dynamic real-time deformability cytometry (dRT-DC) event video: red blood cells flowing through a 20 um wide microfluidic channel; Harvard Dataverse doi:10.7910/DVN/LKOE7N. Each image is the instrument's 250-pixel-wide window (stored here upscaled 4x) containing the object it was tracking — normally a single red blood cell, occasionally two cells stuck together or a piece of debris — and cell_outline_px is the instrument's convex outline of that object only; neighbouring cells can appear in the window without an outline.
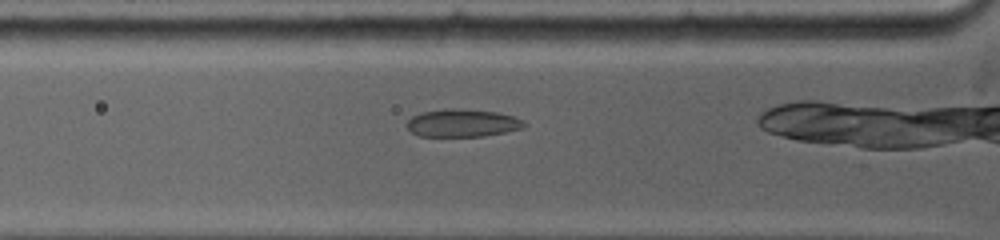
{"species": "common noctule bat (a hibernating species)", "species_latin": "Nyctalus noctula", "temperature_condition": "warm", "stored_images_in_passage": 23, "camera_frame_rate_fps": 5000, "um_per_image_px": 0.085, "animal": {"sex": "female", "body_mass_g": 19.0, "forearm_length_mm": 53.3}, "frame": {"image": 1, "passage_image": 4, "time_ms": 1.2, "image_size_px": [1000, 240], "cell_outline_px": [[524, 128], [484, 136], [420, 136], [412, 132], [404, 124], [412, 116], [420, 112], [444, 108], [464, 108], [496, 112], [512, 116], [524, 120]], "centroid_in_image_um": [39.27, 10.44], "position_along_channel_um": 86.5, "area_um2": 19.13}}
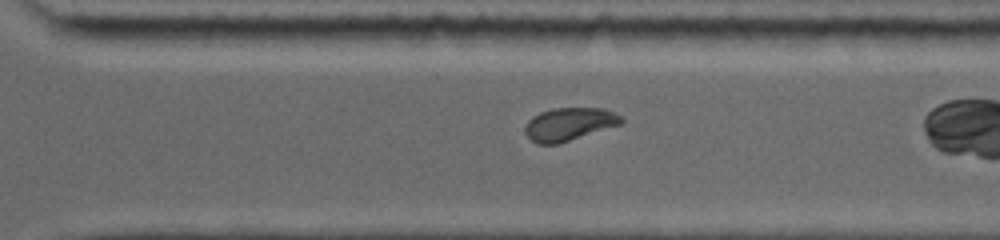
{"frame": {"image": 2, "passage_image": 17, "time_ms": 7.2, "image_size_px": [1000, 240], "cell_outline_px": [[624, 124], [556, 144], [536, 144], [524, 132], [524, 128], [528, 120], [532, 116], [540, 112], [552, 108], [604, 108], [620, 116], [624, 120]], "centroid_in_image_um": [48.38, 10.55], "position_along_channel_um": 322.2, "area_um2": 18.55}, "authors_computed_cell_mechanics": {"area_um2": 19.1896, "velocity_mm_per_s": 3.929, "shape_relaxation_time_tau1_ms": 6.5399, "shape_relaxation_time_tau2_ms": 0.8765, "deformation_change_tau1": 0.1378, "deformation_change_tau2": 0.0483}}